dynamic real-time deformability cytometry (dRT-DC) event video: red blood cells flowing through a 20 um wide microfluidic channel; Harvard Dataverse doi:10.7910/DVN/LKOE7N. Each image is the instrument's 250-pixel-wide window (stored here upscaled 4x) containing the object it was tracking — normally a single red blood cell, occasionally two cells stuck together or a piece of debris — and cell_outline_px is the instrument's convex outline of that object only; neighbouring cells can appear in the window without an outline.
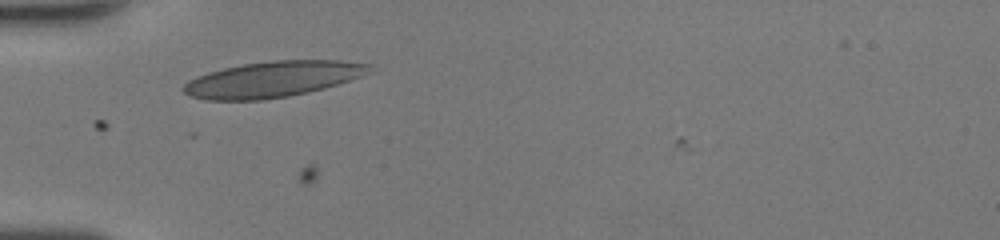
{"species": "human", "species_latin": "Homo sapiens", "temperature_condition": "room temperature", "stored_images_in_passage": 10, "camera_frame_rate_fps": 3000, "um_per_image_px": 0.085, "donor": {"sex": "female"}, "frame": {"image": 1, "passage_image": 1, "time_ms": 0.0, "image_size_px": [1000, 240], "cell_outline_px": [[372, 72], [324, 88], [308, 92], [288, 96], [264, 100], [208, 100], [192, 96], [184, 92], [180, 88], [188, 80], [196, 76], [208, 72], [224, 68], [244, 64], [272, 60], [340, 60], [372, 64]], "centroid_in_image_um": [23.17, 6.73], "position_along_channel_um": 61.8, "area_um2": 38.78}}